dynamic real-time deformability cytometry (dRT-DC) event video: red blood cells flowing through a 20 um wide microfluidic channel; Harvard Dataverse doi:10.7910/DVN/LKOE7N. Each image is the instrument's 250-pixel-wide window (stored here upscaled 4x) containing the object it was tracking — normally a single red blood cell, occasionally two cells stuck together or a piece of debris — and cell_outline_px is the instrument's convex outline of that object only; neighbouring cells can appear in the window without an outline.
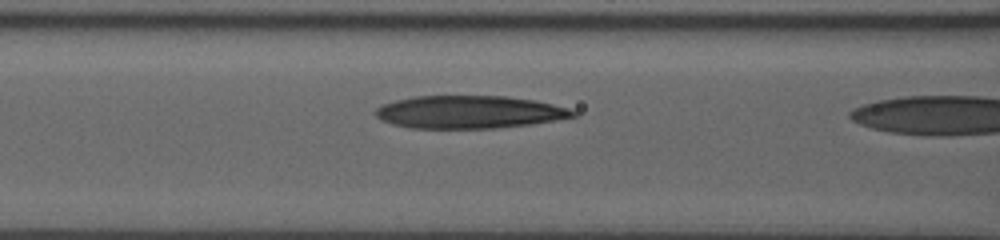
{"species": "human", "species_latin": "Homo sapiens", "temperature_condition": "room temperature", "stored_images_in_passage": 17, "camera_frame_rate_fps": 3000, "um_per_image_px": 0.085, "donor": {"sex": "male"}, "frame": {"image": 1, "passage_image": 16, "time_ms": 5.0, "image_size_px": [1000, 240], "cell_outline_px": [[576, 116], [556, 120], [532, 124], [496, 128], [412, 128], [392, 124], [380, 120], [376, 116], [376, 108], [384, 104], [396, 100], [416, 96], [508, 96], [536, 100], [568, 108], [576, 112]], "centroid_in_image_um": [39.9, 9.52], "position_along_channel_um": 126.7, "area_um2": 37.69}}